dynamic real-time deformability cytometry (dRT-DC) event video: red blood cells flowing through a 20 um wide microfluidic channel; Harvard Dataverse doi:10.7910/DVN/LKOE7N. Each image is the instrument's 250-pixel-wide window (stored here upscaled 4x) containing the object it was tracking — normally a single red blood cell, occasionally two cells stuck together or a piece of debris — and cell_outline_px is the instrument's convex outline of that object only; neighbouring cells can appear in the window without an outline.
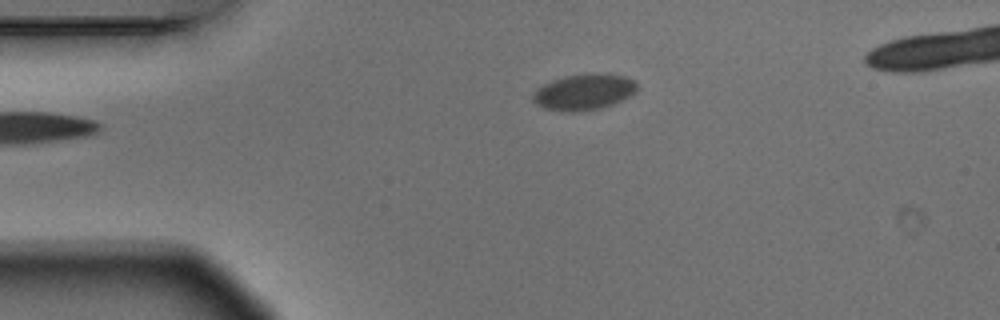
{"species": "Egyptian fruit bat (a non-hibernating species)", "species_latin": "Rousettus aegyptiacus", "temperature_condition": "warm", "stored_images_in_passage": 2, "camera_frame_rate_fps": 3000, "um_per_image_px": 0.085, "animal": {"sex": "male"}, "frame": {"image": 1, "passage_image": 2, "time_ms": 0.333, "image_size_px": [1000, 320], "cell_outline_px": [[636, 92], [612, 104], [600, 108], [576, 112], [564, 112], [544, 108], [536, 104], [532, 100], [532, 96], [536, 88], [552, 80], [568, 76], [624, 76], [632, 80], [636, 84]], "centroid_in_image_um": [49.55, 7.88], "position_along_channel_um": 35.5, "area_um2": 20.92}}